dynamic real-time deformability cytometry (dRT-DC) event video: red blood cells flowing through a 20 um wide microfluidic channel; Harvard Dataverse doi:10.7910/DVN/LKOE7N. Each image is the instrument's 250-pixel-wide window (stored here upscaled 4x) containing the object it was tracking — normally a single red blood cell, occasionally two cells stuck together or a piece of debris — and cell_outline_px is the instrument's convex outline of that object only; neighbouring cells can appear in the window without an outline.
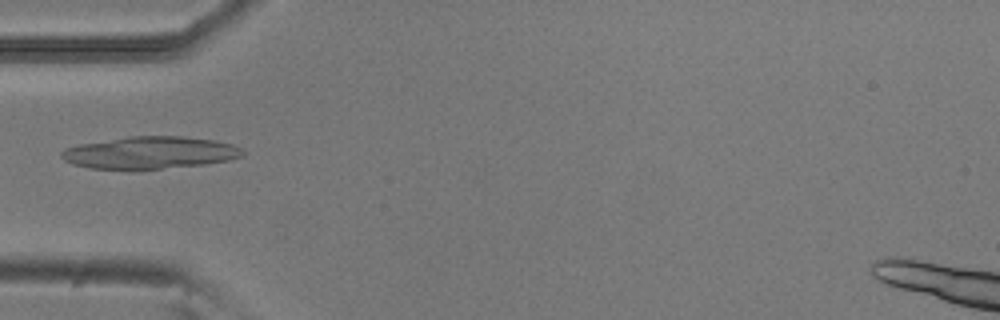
{"species": "common noctule bat (a hibernating species)", "species_latin": "Nyctalus noctula", "temperature_condition": "room temperature", "stored_images_in_passage": 5, "camera_frame_rate_fps": 3000, "um_per_image_px": 0.085, "animal": {"sex": "male", "body_mass_g": 20.5, "forearm_length_mm": 52.5}, "frame": {"image": 1, "passage_image": 4, "time_ms": 1.0, "image_size_px": [1000, 320], "cell_outline_px": [[244, 156], [228, 160], [204, 164], [160, 168], [92, 168], [72, 164], [64, 160], [60, 156], [60, 152], [64, 148], [80, 144], [128, 136], [184, 136], [216, 140], [232, 144], [240, 148], [244, 152]], "centroid_in_image_um": [12.75, 12.95], "position_along_channel_um": 72.2, "area_um2": 33.7}}
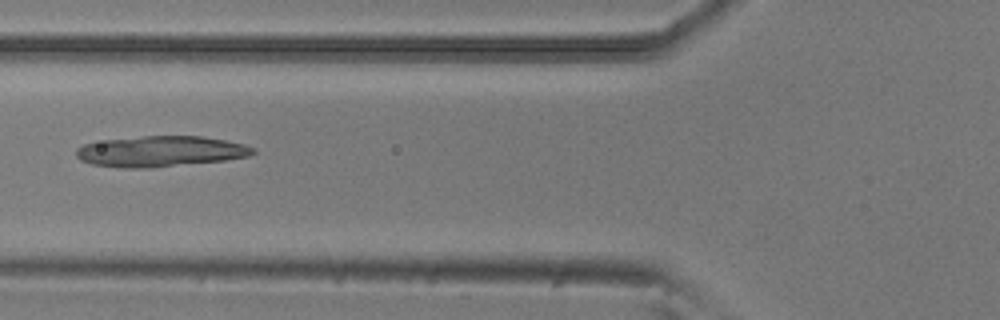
{"frame": {"image": 2, "passage_image": 5, "time_ms": 1.333, "image_size_px": [1000, 320], "cell_outline_px": [[256, 152], [248, 156], [224, 160], [148, 168], [124, 168], [92, 164], [80, 160], [76, 156], [76, 148], [84, 144], [108, 140], [144, 136], [200, 136], [224, 140], [244, 144], [256, 148]], "centroid_in_image_um": [13.65, 12.87], "position_along_channel_um": 112.2, "area_um2": 31.39}}